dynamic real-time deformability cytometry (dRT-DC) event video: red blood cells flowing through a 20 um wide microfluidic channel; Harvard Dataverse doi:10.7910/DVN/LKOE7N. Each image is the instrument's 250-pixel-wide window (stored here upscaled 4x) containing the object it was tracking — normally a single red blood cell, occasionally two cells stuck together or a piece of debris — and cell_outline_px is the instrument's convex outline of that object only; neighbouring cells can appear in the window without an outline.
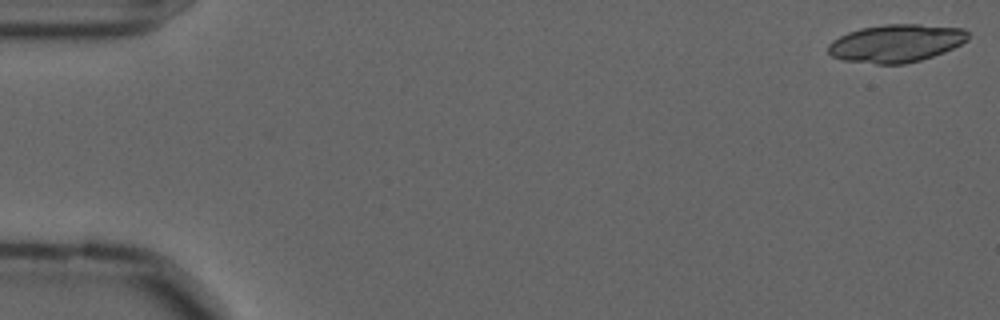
{"species": "common noctule bat (a hibernating species)", "species_latin": "Nyctalus noctula", "temperature_condition": "cold", "stored_images_in_passage": 22, "camera_frame_rate_fps": 3000, "um_per_image_px": 0.085, "animal": {"sex": "male", "forearm_length_mm": 52.5}, "frame": {"image": 1, "passage_image": 1, "time_ms": 0.0, "image_size_px": [1000, 320], "cell_outline_px": [[968, 40], [944, 52], [920, 60], [904, 64], [876, 64], [844, 60], [832, 56], [828, 52], [828, 44], [832, 40], [848, 32], [860, 28], [884, 24], [920, 24], [964, 28], [968, 32]], "centroid_in_image_um": [76.16, 3.67], "position_along_channel_um": 8.8, "area_um2": 30.87}}